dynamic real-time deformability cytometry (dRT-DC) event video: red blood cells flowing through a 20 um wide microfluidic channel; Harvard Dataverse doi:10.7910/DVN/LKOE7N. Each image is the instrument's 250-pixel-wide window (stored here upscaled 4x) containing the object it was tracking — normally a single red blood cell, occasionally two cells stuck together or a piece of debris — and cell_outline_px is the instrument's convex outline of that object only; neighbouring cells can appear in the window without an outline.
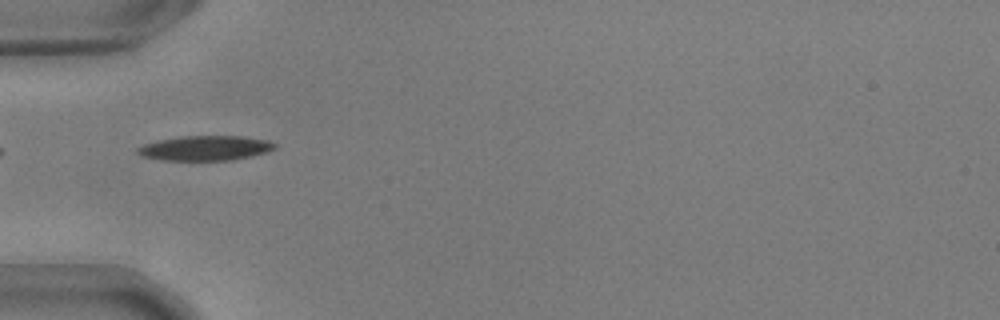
{"species": "common noctule bat (a hibernating species)", "species_latin": "Nyctalus noctula", "temperature_condition": "warm", "stored_images_in_passage": 40, "camera_frame_rate_fps": 3000, "um_per_image_px": 0.085, "animal": {"sex": "male", "body_mass_g": 17.9, "forearm_length_mm": 54.2}, "frame": {"image": 1, "passage_image": 2, "time_ms": 0.333, "image_size_px": [1000, 320], "cell_outline_px": [[276, 148], [268, 152], [252, 156], [232, 160], [164, 160], [144, 156], [136, 152], [136, 148], [144, 144], [156, 140], [180, 136], [240, 136], [268, 140], [276, 144]], "centroid_in_image_um": [17.46, 12.58], "position_along_channel_um": 67.5, "area_um2": 19.88}}
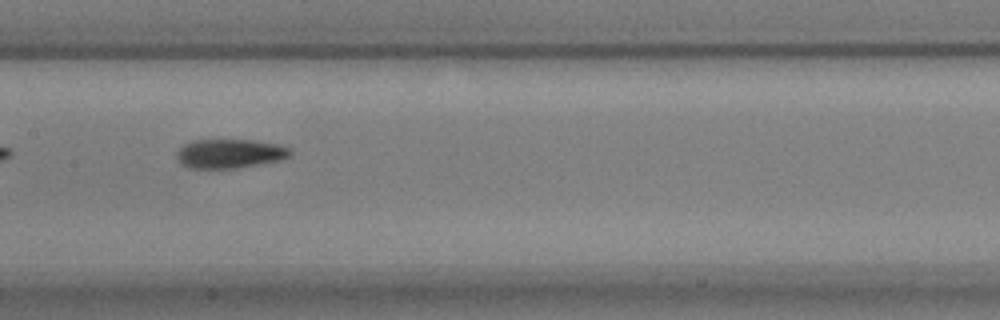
{"frame": {"image": 2, "passage_image": 12, "time_ms": 3.667, "image_size_px": [1000, 320], "cell_outline_px": [[292, 156], [280, 160], [236, 168], [188, 168], [180, 164], [176, 160], [176, 152], [184, 144], [192, 140], [252, 140], [276, 144], [288, 148], [292, 152]], "centroid_in_image_um": [19.48, 13.06], "position_along_channel_um": 187.9, "area_um2": 19.31}}
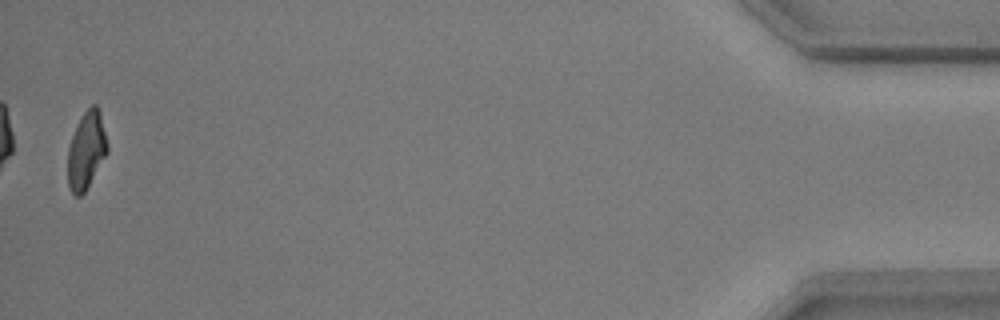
{"frame": {"image": 3, "passage_image": 39, "time_ms": 12.667, "image_size_px": [1000, 320], "cell_outline_px": [[108, 152], [84, 192], [80, 196], [76, 196], [72, 192], [68, 184], [68, 148], [72, 136], [84, 112], [92, 104], [96, 104], [100, 112], [108, 144]], "centroid_in_image_um": [7.35, 12.77], "position_along_channel_um": 427.9, "area_um2": 17.51}, "authors_computed_cell_mechanics": {"area_um2": 19.363, "velocity_mm_per_s": 3.6083, "shape_relaxation_time_tau1_ms": 4.5139, "shape_relaxation_time_tau2_ms": 3.0094, "deformation_change_tau1": 0.1932, "deformation_change_tau2": 0.0963}}